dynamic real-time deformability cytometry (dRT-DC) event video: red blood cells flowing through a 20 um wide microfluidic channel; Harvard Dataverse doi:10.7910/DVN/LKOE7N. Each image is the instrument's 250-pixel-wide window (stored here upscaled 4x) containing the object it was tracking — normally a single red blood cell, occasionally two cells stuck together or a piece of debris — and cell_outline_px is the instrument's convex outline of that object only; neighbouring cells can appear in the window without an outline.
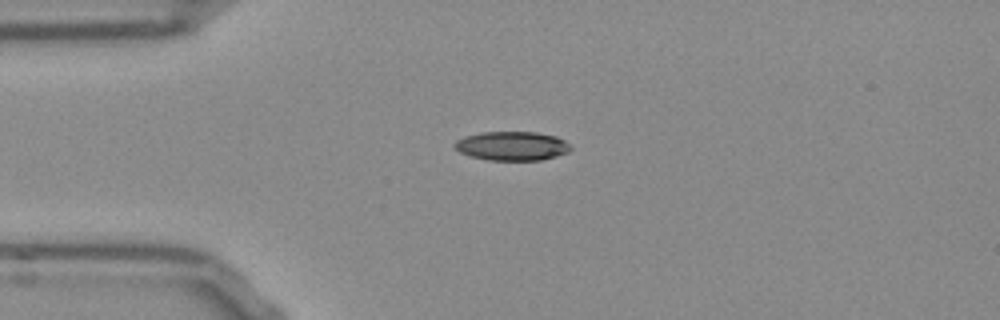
{"species": "Egyptian fruit bat (a non-hibernating species)", "species_latin": "Rousettus aegyptiacus", "temperature_condition": "room temperature", "stored_images_in_passage": 41, "camera_frame_rate_fps": 3000, "um_per_image_px": 0.085, "frame": {"image": 1, "passage_image": 1, "time_ms": 0.0, "image_size_px": [1000, 320], "cell_outline_px": [[572, 148], [568, 152], [556, 156], [540, 160], [488, 160], [472, 156], [460, 152], [452, 148], [452, 144], [456, 140], [464, 136], [480, 132], [536, 132], [556, 136], [564, 140]], "centroid_in_image_um": [43.48, 12.4], "position_along_channel_um": 41.5, "area_um2": 19.71}}
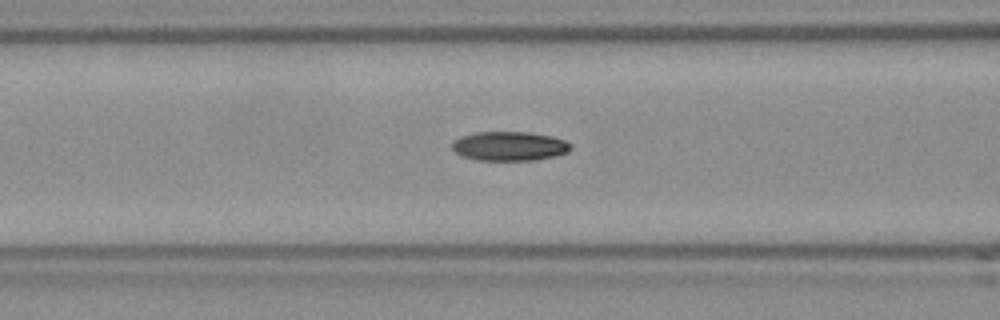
{"frame": {"image": 2, "passage_image": 9, "time_ms": 2.667, "image_size_px": [1000, 320], "cell_outline_px": [[572, 148], [568, 152], [556, 156], [532, 160], [476, 160], [464, 156], [456, 152], [452, 148], [452, 140], [460, 136], [476, 132], [528, 132], [552, 136], [564, 140], [572, 144]], "centroid_in_image_um": [43.31, 12.41], "position_along_channel_um": 123.3, "area_um2": 20.29}}
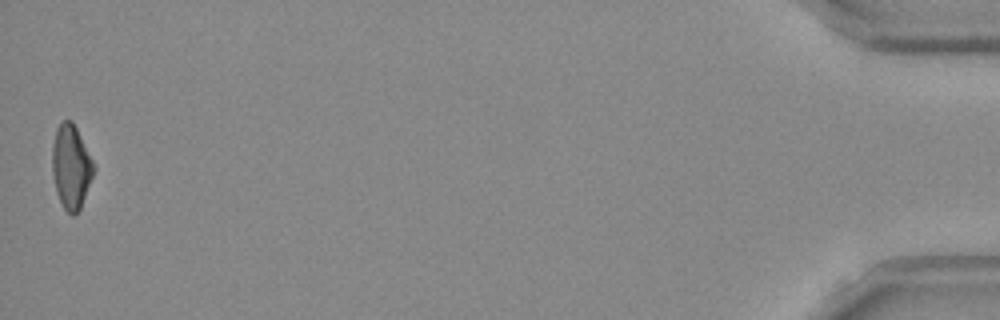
{"frame": {"image": 3, "passage_image": 41, "time_ms": 13.333, "image_size_px": [1000, 320], "cell_outline_px": [[96, 168], [80, 208], [72, 216], [64, 208], [56, 192], [52, 172], [52, 144], [56, 128], [64, 120], [72, 120]], "centroid_in_image_um": [6.03, 14.16], "position_along_channel_um": 429.2, "area_um2": 20.06}, "authors_computed_cell_mechanics": {"area_um2": 20.0566, "velocity_mm_per_s": 3.8129, "shape_relaxation_time_tau1_ms": 5.9309, "shape_relaxation_time_tau2_ms": null, "deformation_change_tau1": 0.1807, "deformation_change_tau2": null}}